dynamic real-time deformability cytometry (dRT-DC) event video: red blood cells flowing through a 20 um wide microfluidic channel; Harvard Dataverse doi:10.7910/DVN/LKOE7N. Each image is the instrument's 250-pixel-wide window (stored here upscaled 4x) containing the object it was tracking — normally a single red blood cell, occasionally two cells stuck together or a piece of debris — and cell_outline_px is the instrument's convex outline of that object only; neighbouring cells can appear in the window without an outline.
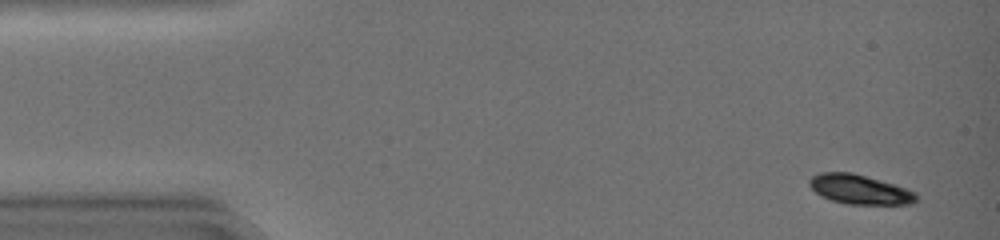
{"species": "common noctule bat (a hibernating species)", "species_latin": "Nyctalus noctula", "temperature_condition": "warm", "stored_images_in_passage": 48, "camera_frame_rate_fps": 3000, "um_per_image_px": 0.085, "animal": {"sex": "female", "body_mass_g": 19.0, "forearm_length_mm": 51.5}, "frame": {"image": 1, "passage_image": 3, "time_ms": 0.667, "image_size_px": [1000, 240], "cell_outline_px": [[916, 200], [912, 204], [848, 204], [832, 200], [820, 196], [808, 184], [808, 180], [812, 176], [820, 172], [852, 172], [880, 180], [916, 192]], "centroid_in_image_um": [73.03, 16.09], "position_along_channel_um": 12.0, "area_um2": 18.21}}
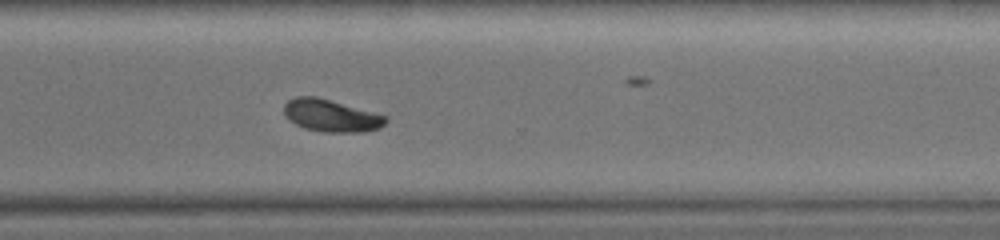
{"frame": {"image": 2, "passage_image": 35, "time_ms": 11.333, "image_size_px": [1000, 240], "cell_outline_px": [[388, 120], [380, 128], [360, 132], [324, 132], [304, 128], [288, 120], [284, 112], [284, 104], [288, 100], [296, 96], [316, 96], [388, 116]], "centroid_in_image_um": [28.13, 9.82], "position_along_channel_um": 342.5, "area_um2": 19.13}}
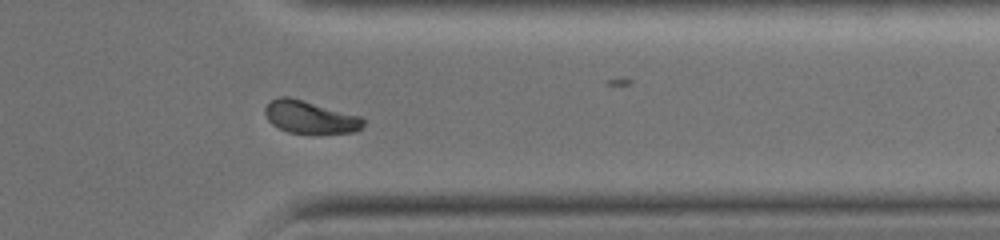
{"frame": {"image": 3, "passage_image": 38, "time_ms": 12.333, "image_size_px": [1000, 240], "cell_outline_px": [[364, 124], [356, 132], [288, 132], [272, 124], [268, 120], [264, 112], [264, 108], [272, 100], [280, 96], [288, 96], [364, 116]], "centroid_in_image_um": [26.38, 9.93], "position_along_channel_um": 385.0, "area_um2": 18.5}}